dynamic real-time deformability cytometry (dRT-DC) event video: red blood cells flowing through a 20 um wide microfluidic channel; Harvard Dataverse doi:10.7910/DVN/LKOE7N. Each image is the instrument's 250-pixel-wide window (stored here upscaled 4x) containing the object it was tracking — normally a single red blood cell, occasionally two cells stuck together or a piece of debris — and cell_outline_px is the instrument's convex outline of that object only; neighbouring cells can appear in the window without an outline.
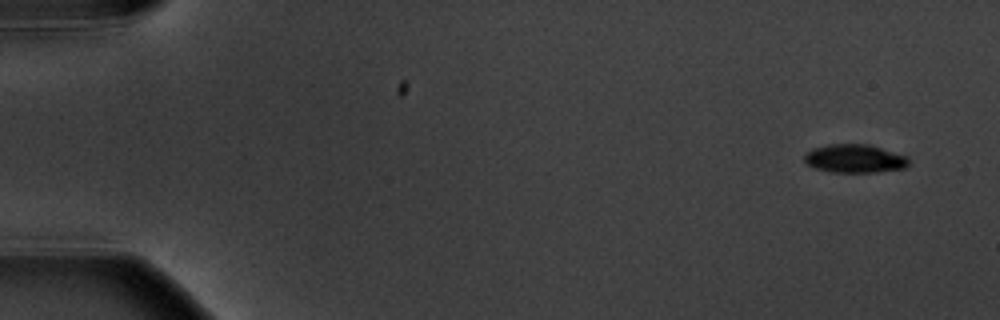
{"species": "common noctule bat (a hibernating species)", "species_latin": "Nyctalus noctula", "temperature_condition": "warm", "stored_images_in_passage": 6, "camera_frame_rate_fps": 3000, "um_per_image_px": 0.085, "animal": {"sex": "male", "body_mass_g": 20.1, "forearm_length_mm": 53.5}, "frame": {"image": 1, "passage_image": 1, "time_ms": 0.0, "image_size_px": [1000, 320], "cell_outline_px": [[908, 164], [904, 168], [876, 172], [832, 172], [816, 168], [808, 164], [804, 160], [804, 156], [812, 148], [828, 144], [868, 144], [908, 156]], "centroid_in_image_um": [72.65, 13.47], "position_along_channel_um": 12.3, "area_um2": 17.17}}